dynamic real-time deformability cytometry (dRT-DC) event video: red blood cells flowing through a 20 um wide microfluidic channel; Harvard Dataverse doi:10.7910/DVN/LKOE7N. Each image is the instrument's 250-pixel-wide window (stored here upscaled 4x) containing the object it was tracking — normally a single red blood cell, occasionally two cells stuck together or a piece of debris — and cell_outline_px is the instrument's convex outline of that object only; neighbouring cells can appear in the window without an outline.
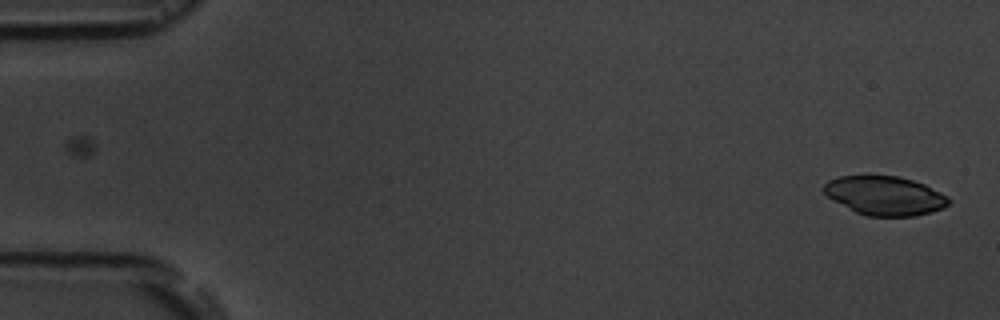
{"species": "common noctule bat (a hibernating species)", "species_latin": "Nyctalus noctula", "temperature_condition": "room temperature", "stored_images_in_passage": 2, "camera_frame_rate_fps": 3000, "um_per_image_px": 0.085, "animal": {"sex": "male", "body_mass_g": 19.5, "forearm_length_mm": 54.6}, "frame": {"image": 1, "passage_image": 2, "time_ms": 2.333, "image_size_px": [1000, 320], "cell_outline_px": [[952, 200], [944, 208], [912, 216], [868, 216], [856, 212], [832, 200], [824, 192], [824, 184], [828, 180], [840, 176], [896, 176], [912, 180], [924, 184], [948, 196]], "centroid_in_image_um": [75.21, 16.63], "position_along_channel_um": 9.8, "area_um2": 28.15}}